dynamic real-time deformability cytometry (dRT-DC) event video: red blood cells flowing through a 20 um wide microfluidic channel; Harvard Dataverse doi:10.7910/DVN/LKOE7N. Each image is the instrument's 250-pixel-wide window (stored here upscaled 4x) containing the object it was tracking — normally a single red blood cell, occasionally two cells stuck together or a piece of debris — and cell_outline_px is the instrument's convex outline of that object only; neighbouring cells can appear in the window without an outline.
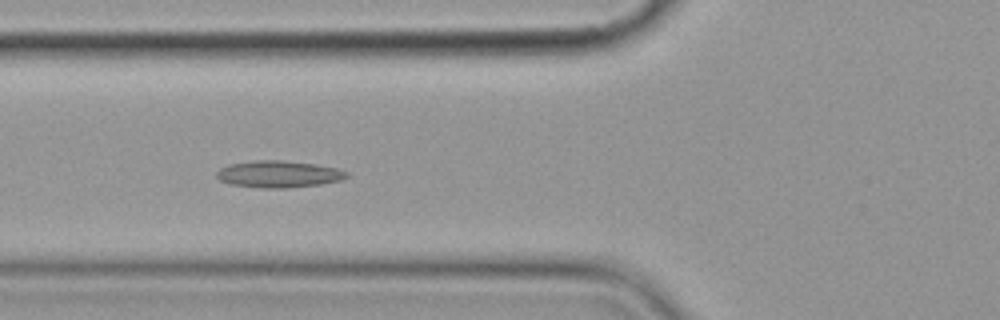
{"species": "common noctule bat (a hibernating species)", "species_latin": "Nyctalus noctula", "temperature_condition": "cold", "stored_images_in_passage": 8, "camera_frame_rate_fps": 3000, "um_per_image_px": 0.085, "animal": {"sex": "female", "body_mass_g": 19.9}, "frame": {"image": 1, "passage_image": 5, "time_ms": 4.667, "image_size_px": [1000, 320], "cell_outline_px": [[352, 176], [340, 180], [320, 184], [288, 188], [260, 188], [228, 184], [220, 180], [216, 176], [216, 172], [220, 168], [228, 164], [256, 160], [280, 160], [316, 164], [336, 168], [348, 172]], "centroid_in_image_um": [23.68, 14.8], "position_along_channel_um": 102.1, "area_um2": 20.52}}
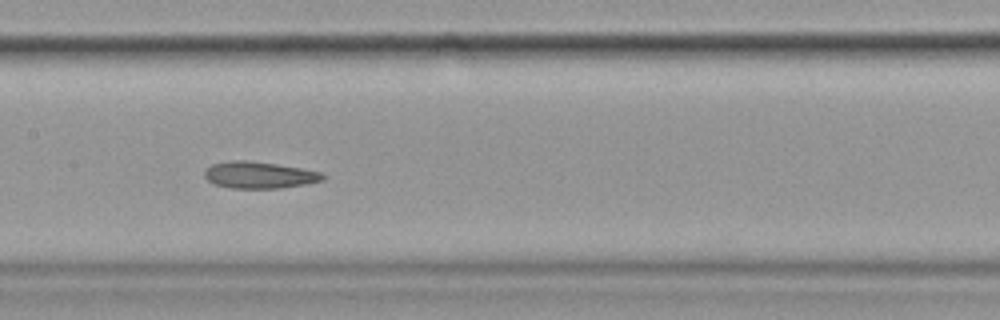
{"frame": {"image": 2, "passage_image": 7, "time_ms": 7.0, "image_size_px": [1000, 320], "cell_outline_px": [[328, 176], [324, 180], [308, 184], [280, 188], [228, 188], [212, 184], [204, 176], [204, 172], [212, 164], [232, 160], [244, 160], [276, 164], [324, 172]], "centroid_in_image_um": [22.08, 14.89], "position_along_channel_um": 185.3, "area_um2": 18.61}}
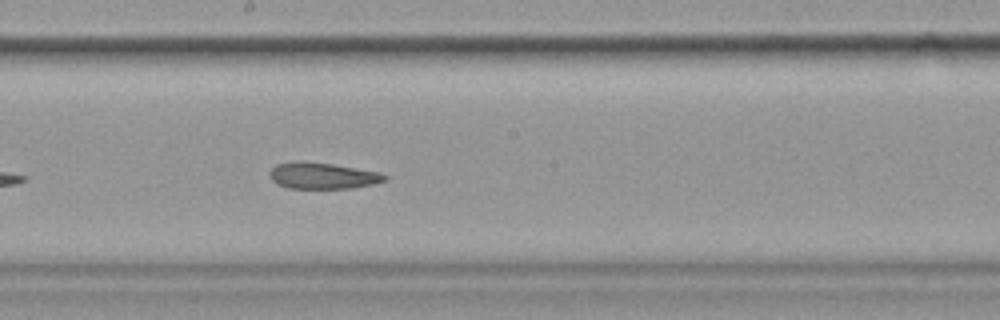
{"frame": {"image": 3, "passage_image": 8, "time_ms": 8.0, "image_size_px": [1000, 320], "cell_outline_px": [[388, 180], [372, 184], [348, 188], [288, 188], [276, 184], [268, 176], [268, 172], [276, 164], [300, 160], [304, 160], [332, 164], [380, 172], [388, 176]], "centroid_in_image_um": [27.38, 14.92], "position_along_channel_um": 220.8, "area_um2": 17.8}}